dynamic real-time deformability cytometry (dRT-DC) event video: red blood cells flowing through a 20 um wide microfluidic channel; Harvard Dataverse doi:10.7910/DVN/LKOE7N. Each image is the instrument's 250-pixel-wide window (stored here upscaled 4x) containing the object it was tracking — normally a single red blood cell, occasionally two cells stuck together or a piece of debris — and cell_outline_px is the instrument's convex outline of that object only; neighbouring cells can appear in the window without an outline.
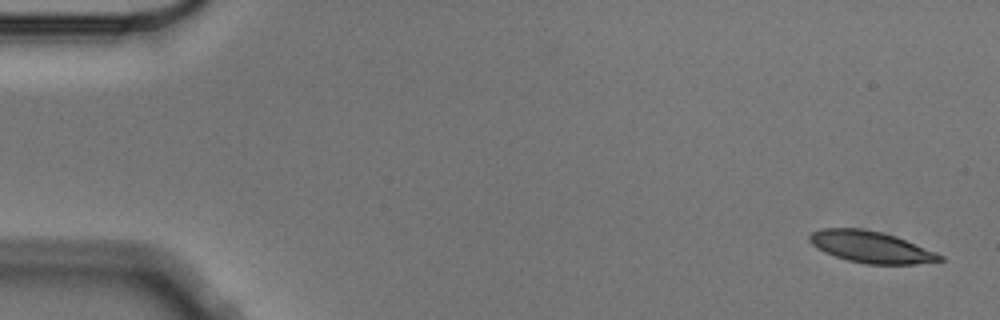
{"species": "Egyptian fruit bat (a non-hibernating species)", "species_latin": "Rousettus aegyptiacus", "temperature_condition": "cold", "stored_images_in_passage": 6, "segment_of_instrument_passage": [2, 2], "camera_frame_rate_fps": 3000, "um_per_image_px": 0.085, "animal": {"sex": "male"}, "frame": {"image": 1, "passage_image": 6, "time_ms": 1.667, "image_size_px": [1000, 320], "cell_outline_px": [[944, 260], [916, 264], [864, 264], [848, 260], [824, 252], [816, 248], [808, 240], [808, 236], [812, 232], [820, 228], [864, 228], [884, 232], [896, 236], [936, 252], [944, 256]], "centroid_in_image_um": [74.01, 20.98], "position_along_channel_um": 11.0, "area_um2": 24.16}}